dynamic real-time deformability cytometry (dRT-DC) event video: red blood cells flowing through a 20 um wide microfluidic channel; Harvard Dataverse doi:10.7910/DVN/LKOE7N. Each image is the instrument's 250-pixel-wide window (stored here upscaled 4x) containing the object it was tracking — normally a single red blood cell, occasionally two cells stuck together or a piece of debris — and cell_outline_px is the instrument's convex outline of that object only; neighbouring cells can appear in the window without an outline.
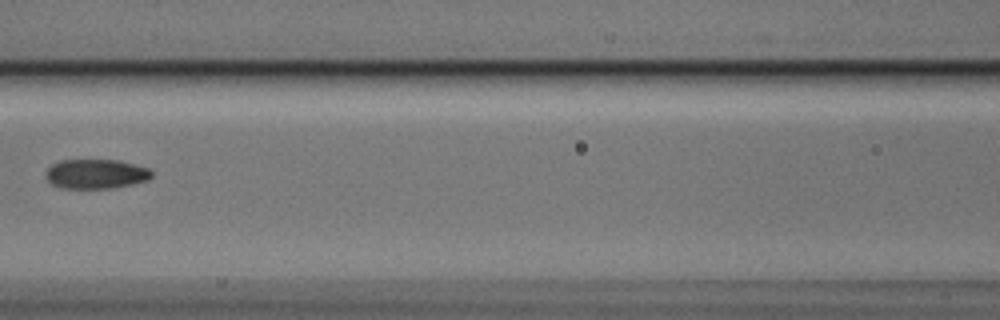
{"species": "Egyptian fruit bat (a non-hibernating species)", "species_latin": "Rousettus aegyptiacus", "temperature_condition": "cold", "stored_images_in_passage": 7, "camera_frame_rate_fps": 3000, "um_per_image_px": 0.085, "animal": {"sex": "male"}, "frame": {"image": 1, "passage_image": 7, "time_ms": 2.0, "image_size_px": [1000, 320], "cell_outline_px": [[152, 176], [148, 180], [108, 188], [64, 188], [52, 184], [44, 176], [44, 172], [52, 164], [60, 160], [120, 160], [148, 168], [152, 172]], "centroid_in_image_um": [8.11, 14.77], "position_along_channel_um": 158.5, "area_um2": 18.09}}